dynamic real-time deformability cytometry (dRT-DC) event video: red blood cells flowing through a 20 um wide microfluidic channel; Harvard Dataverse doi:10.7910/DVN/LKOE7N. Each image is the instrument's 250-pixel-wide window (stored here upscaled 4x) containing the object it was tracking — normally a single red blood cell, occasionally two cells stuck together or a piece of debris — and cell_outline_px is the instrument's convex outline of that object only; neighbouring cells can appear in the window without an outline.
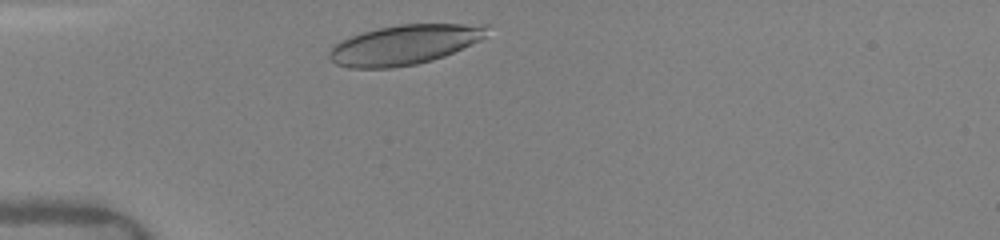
{"species": "human", "species_latin": "Homo sapiens", "temperature_condition": "warm", "stored_images_in_passage": 34, "camera_frame_rate_fps": 3000, "um_per_image_px": 0.085, "donor": {"sex": "female"}, "frame": {"image": 1, "passage_image": 3, "time_ms": 0.333, "image_size_px": [1000, 240], "cell_outline_px": [[488, 24], [484, 36], [480, 40], [444, 56], [432, 60], [416, 64], [392, 68], [348, 68], [336, 64], [328, 56], [328, 52], [340, 40], [376, 28], [400, 24]], "centroid_in_image_um": [34.34, 3.8], "position_along_channel_um": 50.7, "area_um2": 36.3}}
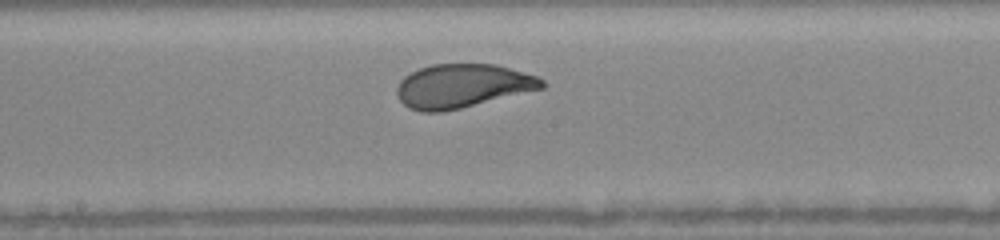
{"frame": {"image": 2, "passage_image": 18, "time_ms": 4.667, "image_size_px": [1000, 240], "cell_outline_px": [[548, 84], [544, 88], [444, 112], [420, 112], [408, 108], [396, 96], [396, 88], [400, 80], [404, 76], [420, 68], [432, 64], [496, 64], [536, 76], [544, 80]], "centroid_in_image_um": [39.29, 7.31], "position_along_channel_um": 208.9, "area_um2": 37.11}}
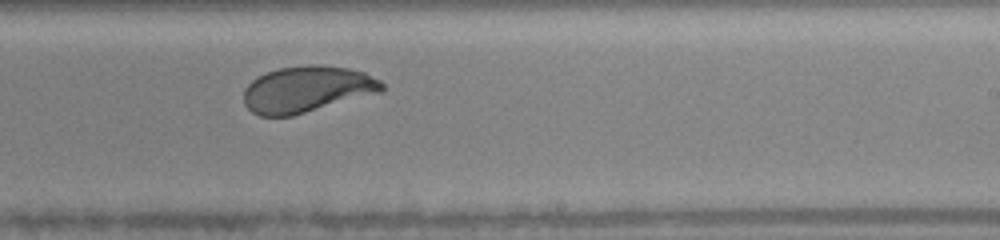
{"frame": {"image": 3, "passage_image": 24, "time_ms": 6.0, "image_size_px": [1000, 240], "cell_outline_px": [[384, 92], [292, 116], [260, 116], [252, 112], [244, 104], [244, 88], [256, 76], [280, 68], [308, 64], [320, 64], [348, 68], [364, 72], [380, 80], [384, 84]], "centroid_in_image_um": [26.11, 7.59], "position_along_channel_um": 262.9, "area_um2": 37.69}, "authors_computed_cell_mechanics": {"area_um2": 37.4255, "velocity_mm_per_s": 4.0747, "shape_relaxation_time_tau1_ms": 2.1714, "shape_relaxation_time_tau2_ms": null, "deformation_change_tau1": 0.1134, "deformation_change_tau2": null}}